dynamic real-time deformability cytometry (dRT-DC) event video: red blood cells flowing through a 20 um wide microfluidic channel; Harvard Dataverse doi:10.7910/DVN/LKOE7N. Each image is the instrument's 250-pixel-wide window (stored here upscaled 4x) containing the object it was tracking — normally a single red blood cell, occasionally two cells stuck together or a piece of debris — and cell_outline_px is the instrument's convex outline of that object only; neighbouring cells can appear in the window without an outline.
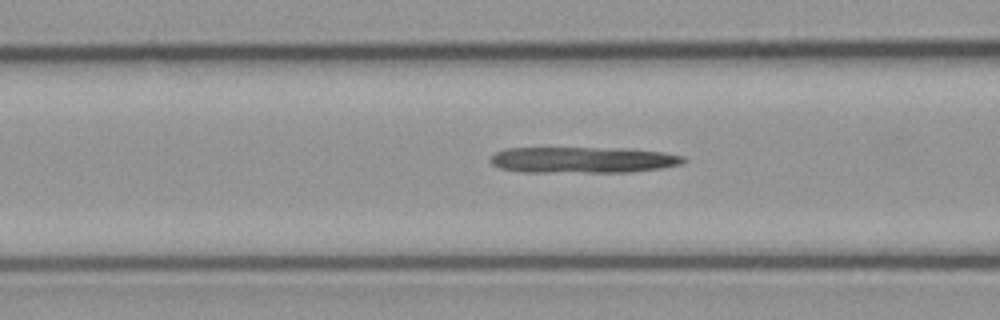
{"species": "common noctule bat (a hibernating species)", "species_latin": "Nyctalus noctula", "temperature_condition": "cold", "stored_images_in_passage": 36, "camera_frame_rate_fps": 3000, "um_per_image_px": 0.085, "animal": {"sex": "male", "body_mass_g": 23.1, "forearm_length_mm": 52.7}, "frame": {"image": 1, "passage_image": 15, "time_ms": 4.667, "image_size_px": [1000, 320], "cell_outline_px": [[688, 160], [680, 164], [660, 168], [632, 172], [520, 172], [500, 168], [492, 164], [492, 156], [496, 152], [508, 148], [628, 148], [664, 152], [684, 156]], "centroid_in_image_um": [49.59, 13.59], "position_along_channel_um": 117.0, "area_um2": 29.48}}
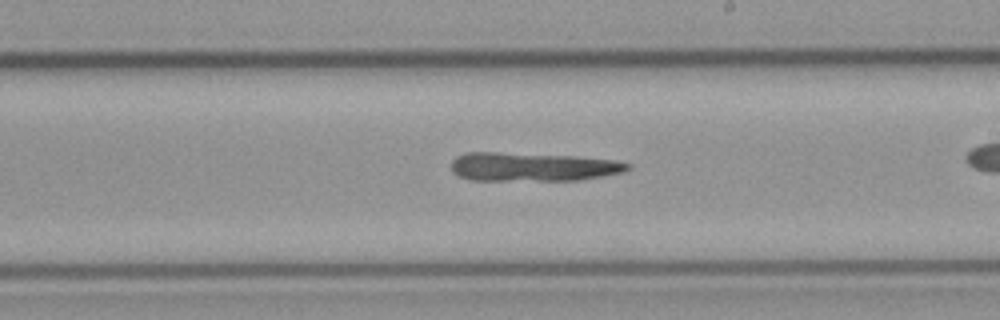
{"frame": {"image": 2, "passage_image": 25, "time_ms": 8.0, "image_size_px": [1000, 320], "cell_outline_px": [[632, 168], [624, 172], [576, 180], [472, 180], [456, 176], [452, 172], [452, 160], [456, 156], [468, 152], [496, 152], [576, 156], [616, 160], [632, 164]], "centroid_in_image_um": [45.27, 14.17], "position_along_channel_um": 243.7, "area_um2": 29.65}}
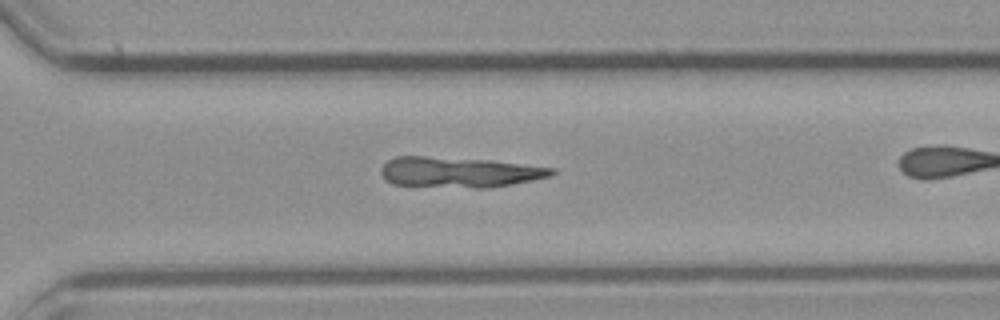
{"frame": {"image": 3, "passage_image": 32, "time_ms": 10.333, "image_size_px": [1000, 320], "cell_outline_px": [[556, 172], [552, 176], [492, 188], [476, 188], [392, 184], [380, 172], [380, 168], [388, 160], [396, 156], [424, 156], [488, 160], [556, 168]], "centroid_in_image_um": [39.06, 14.63], "position_along_channel_um": 331.5, "area_um2": 30.17}}